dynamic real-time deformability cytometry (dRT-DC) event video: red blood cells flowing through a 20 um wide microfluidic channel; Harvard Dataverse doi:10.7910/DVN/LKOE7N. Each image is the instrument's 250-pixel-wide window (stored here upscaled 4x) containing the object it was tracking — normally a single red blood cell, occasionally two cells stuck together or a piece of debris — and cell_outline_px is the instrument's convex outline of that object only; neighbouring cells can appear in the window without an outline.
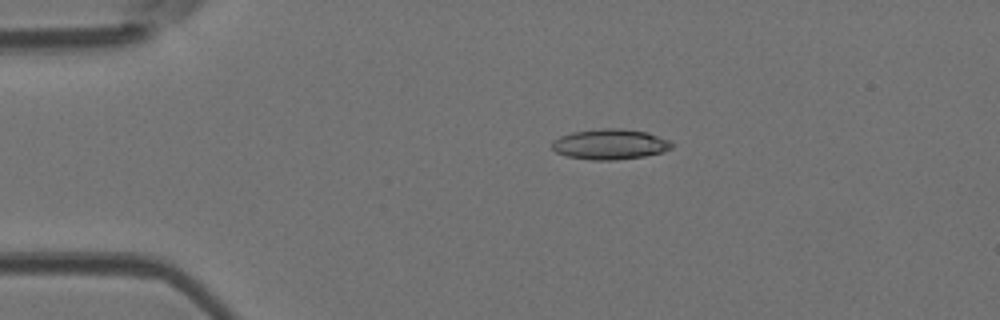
{"species": "Egyptian fruit bat (a non-hibernating species)", "species_latin": "Rousettus aegyptiacus", "temperature_condition": "room temperature", "stored_images_in_passage": 4, "camera_frame_rate_fps": 3000, "um_per_image_px": 0.085, "animal": {"sex": "female"}, "frame": {"image": 1, "passage_image": 3, "time_ms": 0.667, "image_size_px": [1000, 320], "cell_outline_px": [[672, 148], [664, 152], [644, 156], [616, 160], [592, 160], [568, 156], [556, 152], [552, 148], [552, 140], [560, 136], [572, 132], [600, 128], [620, 128], [648, 132], [672, 140]], "centroid_in_image_um": [51.88, 12.25], "position_along_channel_um": 33.1, "area_um2": 21.44}}